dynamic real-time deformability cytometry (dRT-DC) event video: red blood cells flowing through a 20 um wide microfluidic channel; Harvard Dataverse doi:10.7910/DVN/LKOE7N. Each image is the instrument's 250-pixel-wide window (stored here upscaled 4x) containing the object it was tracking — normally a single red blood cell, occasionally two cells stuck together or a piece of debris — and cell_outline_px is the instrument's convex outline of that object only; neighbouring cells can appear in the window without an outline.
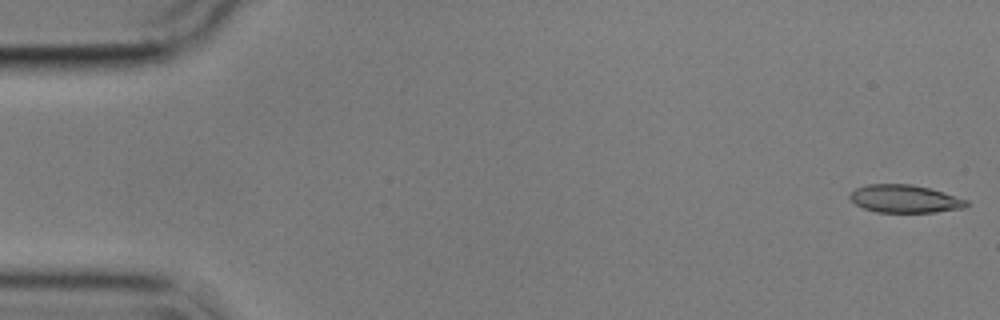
{"species": "common noctule bat (a hibernating species)", "species_latin": "Nyctalus noctula", "temperature_condition": "cold", "stored_images_in_passage": 55, "camera_frame_rate_fps": 3000, "um_per_image_px": 0.085, "animal": {"sex": "male", "body_mass_g": 17.9}, "frame": {"image": 1, "passage_image": 1, "time_ms": 0.0, "image_size_px": [1000, 320], "cell_outline_px": [[968, 204], [964, 208], [936, 212], [876, 212], [864, 208], [856, 204], [848, 196], [856, 188], [868, 184], [912, 184], [928, 188], [968, 200]], "centroid_in_image_um": [76.9, 16.9], "position_along_channel_um": 8.1, "area_um2": 18.73}}
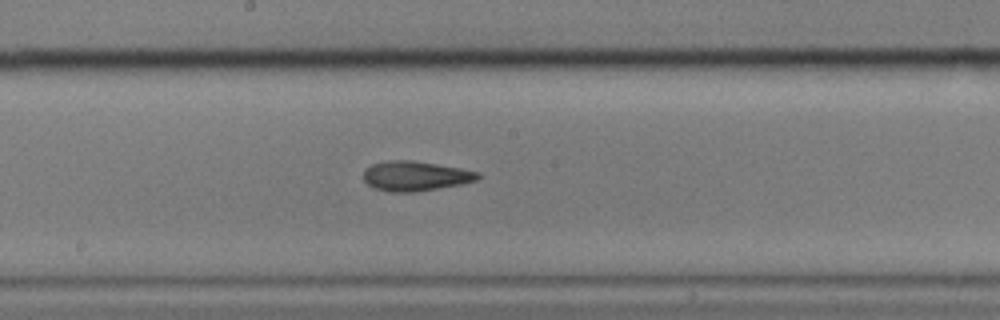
{"frame": {"image": 2, "passage_image": 29, "time_ms": 9.333, "image_size_px": [1000, 320], "cell_outline_px": [[480, 180], [460, 184], [416, 192], [388, 192], [372, 188], [364, 180], [364, 168], [372, 164], [388, 160], [412, 160], [460, 168], [480, 172]], "centroid_in_image_um": [35.29, 14.96], "position_along_channel_um": 212.9, "area_um2": 20.0}}
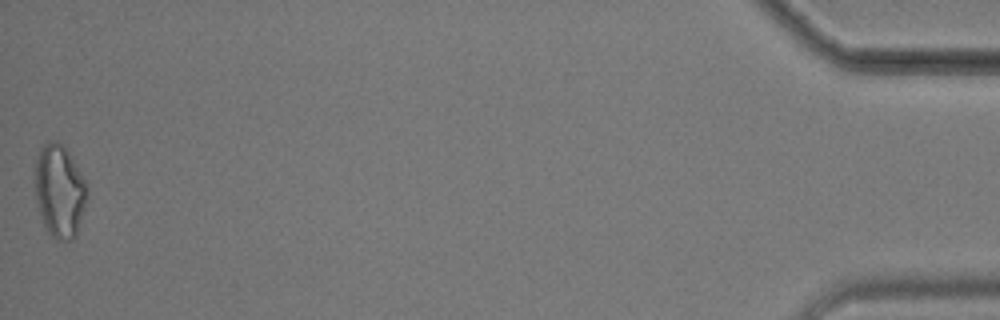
{"frame": {"image": 3, "passage_image": 55, "time_ms": 18.0, "image_size_px": [1000, 320], "cell_outline_px": [[88, 196], [76, 236], [72, 240], [56, 240], [48, 232], [44, 224], [36, 200], [36, 160], [40, 148], [48, 140], [56, 140], [68, 152], [88, 184]], "centroid_in_image_um": [5.09, 16.25], "position_along_channel_um": 430.1, "area_um2": 28.03}, "authors_computed_cell_mechanics": {"area_um2": 19.8254, "velocity_mm_per_s": 3.5956, "shape_relaxation_time_tau1_ms": 7.6956, "shape_relaxation_time_tau2_ms": 3.214, "deformation_change_tau1": 0.1613, "deformation_change_tau2": 0.1169}}